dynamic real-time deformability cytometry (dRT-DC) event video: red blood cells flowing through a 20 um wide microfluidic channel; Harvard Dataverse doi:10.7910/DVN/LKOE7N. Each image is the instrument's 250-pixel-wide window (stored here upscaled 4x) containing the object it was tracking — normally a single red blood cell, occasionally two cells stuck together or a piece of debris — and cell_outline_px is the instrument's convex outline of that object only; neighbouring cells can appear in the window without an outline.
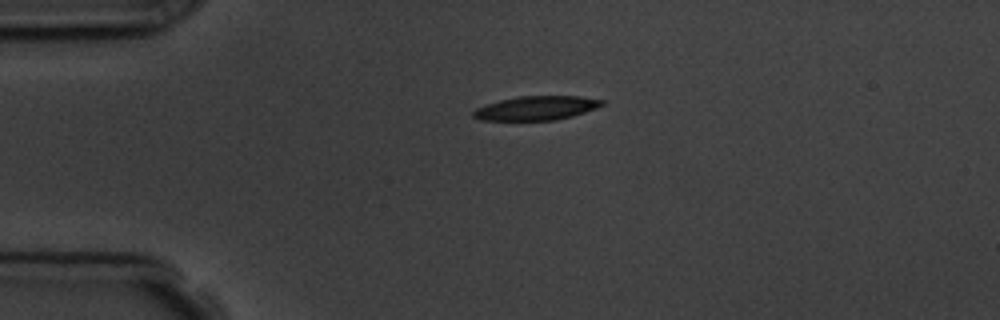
{"species": "common noctule bat (a hibernating species)", "species_latin": "Nyctalus noctula", "temperature_condition": "room temperature", "stored_images_in_passage": 2, "camera_frame_rate_fps": 3000, "um_per_image_px": 0.085, "animal": {"sex": "male", "body_mass_g": 19.5, "forearm_length_mm": 54.6}, "frame": {"image": 1, "passage_image": 1, "time_ms": 0.0, "image_size_px": [1000, 320], "cell_outline_px": [[604, 104], [596, 108], [572, 116], [556, 120], [480, 120], [472, 116], [472, 112], [476, 108], [500, 100], [516, 96], [580, 96], [604, 100]], "centroid_in_image_um": [45.58, 9.18], "position_along_channel_um": 39.4, "area_um2": 17.98}}